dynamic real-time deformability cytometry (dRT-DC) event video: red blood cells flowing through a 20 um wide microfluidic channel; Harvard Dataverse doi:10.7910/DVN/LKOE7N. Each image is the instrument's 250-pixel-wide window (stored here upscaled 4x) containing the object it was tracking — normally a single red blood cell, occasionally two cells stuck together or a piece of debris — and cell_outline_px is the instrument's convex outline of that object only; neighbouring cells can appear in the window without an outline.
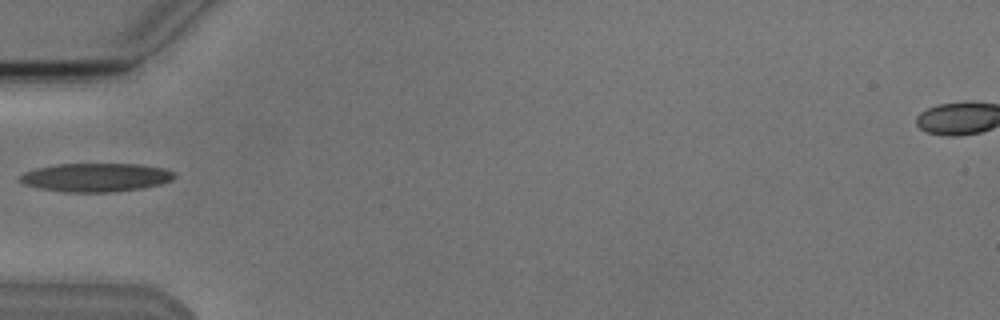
{"species": "Egyptian fruit bat (a non-hibernating species)", "species_latin": "Rousettus aegyptiacus", "temperature_condition": "cold", "stored_images_in_passage": 6, "camera_frame_rate_fps": 3000, "um_per_image_px": 0.085, "animal": {"sex": "male"}, "frame": {"image": 1, "passage_image": 6, "time_ms": 6.0, "image_size_px": [1000, 320], "cell_outline_px": [[176, 176], [172, 180], [160, 184], [140, 188], [112, 192], [64, 192], [40, 188], [24, 184], [20, 180], [20, 176], [24, 172], [36, 168], [56, 164], [140, 164], [164, 168], [176, 172]], "centroid_in_image_um": [8.17, 15.07], "position_along_channel_um": 76.8, "area_um2": 25.72}}